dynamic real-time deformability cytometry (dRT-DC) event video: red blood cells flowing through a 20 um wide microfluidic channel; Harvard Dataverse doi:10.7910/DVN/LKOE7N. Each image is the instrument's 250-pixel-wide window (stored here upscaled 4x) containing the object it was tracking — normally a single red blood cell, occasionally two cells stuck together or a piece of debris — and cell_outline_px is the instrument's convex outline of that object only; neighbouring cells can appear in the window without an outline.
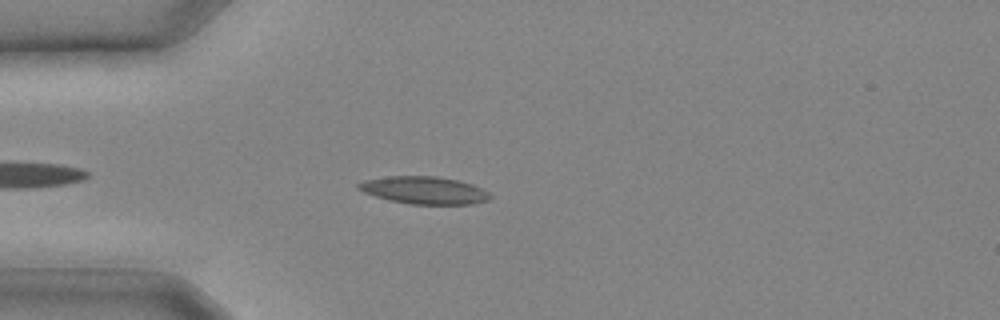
{"species": "common noctule bat (a hibernating species)", "species_latin": "Nyctalus noctula", "temperature_condition": "cold", "stored_images_in_passage": 16, "camera_frame_rate_fps": 3000, "um_per_image_px": 0.085, "animal": {"sex": "male", "body_mass_g": 20.4}, "frame": {"image": 1, "passage_image": 8, "time_ms": 2.333, "image_size_px": [1000, 320], "cell_outline_px": [[492, 196], [488, 200], [472, 204], [408, 204], [388, 200], [364, 192], [356, 188], [356, 184], [364, 180], [388, 176], [436, 176], [456, 180], [472, 184], [488, 192]], "centroid_in_image_um": [36.02, 16.17], "position_along_channel_um": 49.0, "area_um2": 21.04}}
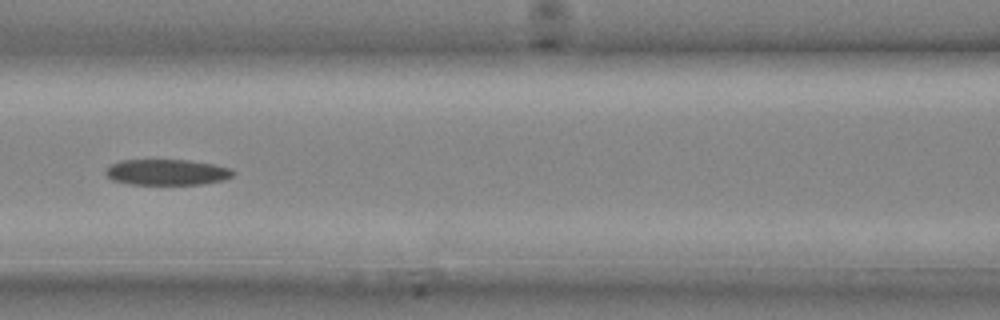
{"frame": {"image": 2, "passage_image": 13, "time_ms": 4.0, "image_size_px": [1000, 320], "cell_outline_px": [[236, 172], [232, 176], [224, 180], [204, 184], [132, 184], [112, 180], [104, 172], [104, 168], [108, 164], [120, 160], [188, 160], [212, 164], [228, 168]], "centroid_in_image_um": [14.14, 14.63], "position_along_channel_um": 152.5, "area_um2": 19.25}}
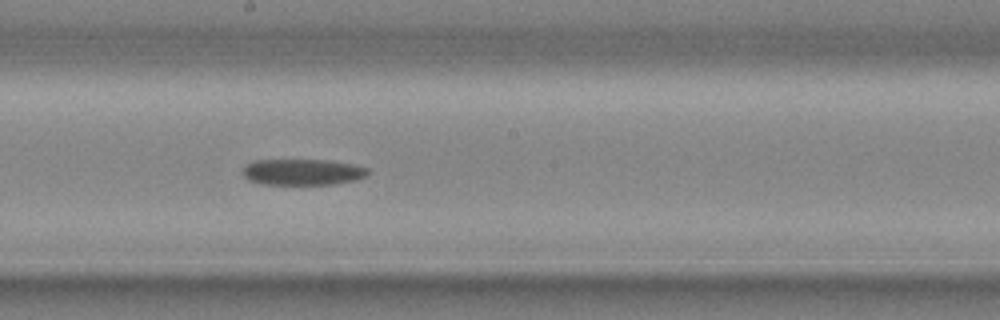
{"frame": {"image": 3, "passage_image": 16, "time_ms": 5.0, "image_size_px": [1000, 320], "cell_outline_px": [[368, 172], [364, 176], [356, 180], [332, 184], [264, 184], [248, 180], [240, 172], [244, 164], [256, 160], [332, 160], [352, 164], [368, 168]], "centroid_in_image_um": [25.66, 14.61], "position_along_channel_um": 222.5, "area_um2": 19.13}}